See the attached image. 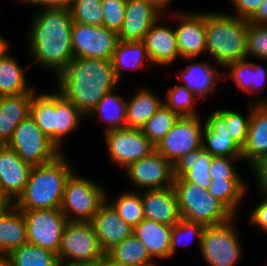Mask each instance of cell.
Instances as JSON below:
<instances>
[{
	"instance_id": "cell-26",
	"label": "cell",
	"mask_w": 267,
	"mask_h": 266,
	"mask_svg": "<svg viewBox=\"0 0 267 266\" xmlns=\"http://www.w3.org/2000/svg\"><path fill=\"white\" fill-rule=\"evenodd\" d=\"M28 243L27 226L21 210L13 206L0 216V256Z\"/></svg>"
},
{
	"instance_id": "cell-18",
	"label": "cell",
	"mask_w": 267,
	"mask_h": 266,
	"mask_svg": "<svg viewBox=\"0 0 267 266\" xmlns=\"http://www.w3.org/2000/svg\"><path fill=\"white\" fill-rule=\"evenodd\" d=\"M90 222L105 254L133 234V228L117 214L107 198Z\"/></svg>"
},
{
	"instance_id": "cell-40",
	"label": "cell",
	"mask_w": 267,
	"mask_h": 266,
	"mask_svg": "<svg viewBox=\"0 0 267 266\" xmlns=\"http://www.w3.org/2000/svg\"><path fill=\"white\" fill-rule=\"evenodd\" d=\"M196 98L200 99L193 91L187 89L184 85H175L166 92L163 103L181 116H199L194 108ZM197 113V114H196Z\"/></svg>"
},
{
	"instance_id": "cell-13",
	"label": "cell",
	"mask_w": 267,
	"mask_h": 266,
	"mask_svg": "<svg viewBox=\"0 0 267 266\" xmlns=\"http://www.w3.org/2000/svg\"><path fill=\"white\" fill-rule=\"evenodd\" d=\"M105 142L112 163L124 169L155 150L140 129H113L105 132Z\"/></svg>"
},
{
	"instance_id": "cell-34",
	"label": "cell",
	"mask_w": 267,
	"mask_h": 266,
	"mask_svg": "<svg viewBox=\"0 0 267 266\" xmlns=\"http://www.w3.org/2000/svg\"><path fill=\"white\" fill-rule=\"evenodd\" d=\"M115 91L106 93L89 114H97L107 123L105 131L126 128L127 101L116 95Z\"/></svg>"
},
{
	"instance_id": "cell-44",
	"label": "cell",
	"mask_w": 267,
	"mask_h": 266,
	"mask_svg": "<svg viewBox=\"0 0 267 266\" xmlns=\"http://www.w3.org/2000/svg\"><path fill=\"white\" fill-rule=\"evenodd\" d=\"M249 54L267 61V25L249 23L247 57Z\"/></svg>"
},
{
	"instance_id": "cell-9",
	"label": "cell",
	"mask_w": 267,
	"mask_h": 266,
	"mask_svg": "<svg viewBox=\"0 0 267 266\" xmlns=\"http://www.w3.org/2000/svg\"><path fill=\"white\" fill-rule=\"evenodd\" d=\"M232 221L234 218L204 228L200 250L209 266H235L238 263L242 248Z\"/></svg>"
},
{
	"instance_id": "cell-52",
	"label": "cell",
	"mask_w": 267,
	"mask_h": 266,
	"mask_svg": "<svg viewBox=\"0 0 267 266\" xmlns=\"http://www.w3.org/2000/svg\"><path fill=\"white\" fill-rule=\"evenodd\" d=\"M14 206L12 202L4 193L0 191V216L4 215Z\"/></svg>"
},
{
	"instance_id": "cell-39",
	"label": "cell",
	"mask_w": 267,
	"mask_h": 266,
	"mask_svg": "<svg viewBox=\"0 0 267 266\" xmlns=\"http://www.w3.org/2000/svg\"><path fill=\"white\" fill-rule=\"evenodd\" d=\"M179 116L162 104L157 112L146 122L141 129L149 141L156 146L173 127Z\"/></svg>"
},
{
	"instance_id": "cell-29",
	"label": "cell",
	"mask_w": 267,
	"mask_h": 266,
	"mask_svg": "<svg viewBox=\"0 0 267 266\" xmlns=\"http://www.w3.org/2000/svg\"><path fill=\"white\" fill-rule=\"evenodd\" d=\"M246 59L229 63L225 68L230 70L227 77L232 78L236 86L243 92L251 94L261 86L263 87L261 90L264 89V84L267 83V71L260 64L249 62Z\"/></svg>"
},
{
	"instance_id": "cell-23",
	"label": "cell",
	"mask_w": 267,
	"mask_h": 266,
	"mask_svg": "<svg viewBox=\"0 0 267 266\" xmlns=\"http://www.w3.org/2000/svg\"><path fill=\"white\" fill-rule=\"evenodd\" d=\"M212 159L213 155L203 146L188 152L173 164L174 178L181 177L184 181L208 190L212 180L210 175Z\"/></svg>"
},
{
	"instance_id": "cell-12",
	"label": "cell",
	"mask_w": 267,
	"mask_h": 266,
	"mask_svg": "<svg viewBox=\"0 0 267 266\" xmlns=\"http://www.w3.org/2000/svg\"><path fill=\"white\" fill-rule=\"evenodd\" d=\"M27 226L28 243L58 253L68 222L61 209L22 211Z\"/></svg>"
},
{
	"instance_id": "cell-8",
	"label": "cell",
	"mask_w": 267,
	"mask_h": 266,
	"mask_svg": "<svg viewBox=\"0 0 267 266\" xmlns=\"http://www.w3.org/2000/svg\"><path fill=\"white\" fill-rule=\"evenodd\" d=\"M26 163L37 166L53 161L62 152L40 130L29 115L14 130L6 143Z\"/></svg>"
},
{
	"instance_id": "cell-6",
	"label": "cell",
	"mask_w": 267,
	"mask_h": 266,
	"mask_svg": "<svg viewBox=\"0 0 267 266\" xmlns=\"http://www.w3.org/2000/svg\"><path fill=\"white\" fill-rule=\"evenodd\" d=\"M106 196L104 189L95 181L73 172L66 181L60 209L68 221H91L106 201Z\"/></svg>"
},
{
	"instance_id": "cell-1",
	"label": "cell",
	"mask_w": 267,
	"mask_h": 266,
	"mask_svg": "<svg viewBox=\"0 0 267 266\" xmlns=\"http://www.w3.org/2000/svg\"><path fill=\"white\" fill-rule=\"evenodd\" d=\"M31 25L30 56L57 76L74 59L70 8H43L34 16Z\"/></svg>"
},
{
	"instance_id": "cell-3",
	"label": "cell",
	"mask_w": 267,
	"mask_h": 266,
	"mask_svg": "<svg viewBox=\"0 0 267 266\" xmlns=\"http://www.w3.org/2000/svg\"><path fill=\"white\" fill-rule=\"evenodd\" d=\"M72 166L61 153L53 161L33 166L22 195L14 203L21 211L60 209Z\"/></svg>"
},
{
	"instance_id": "cell-19",
	"label": "cell",
	"mask_w": 267,
	"mask_h": 266,
	"mask_svg": "<svg viewBox=\"0 0 267 266\" xmlns=\"http://www.w3.org/2000/svg\"><path fill=\"white\" fill-rule=\"evenodd\" d=\"M226 128L225 116L219 110L211 113L203 126V148L213 156L242 158V148L231 139Z\"/></svg>"
},
{
	"instance_id": "cell-15",
	"label": "cell",
	"mask_w": 267,
	"mask_h": 266,
	"mask_svg": "<svg viewBox=\"0 0 267 266\" xmlns=\"http://www.w3.org/2000/svg\"><path fill=\"white\" fill-rule=\"evenodd\" d=\"M165 7L157 0H127L125 18L118 39L122 42L143 41Z\"/></svg>"
},
{
	"instance_id": "cell-4",
	"label": "cell",
	"mask_w": 267,
	"mask_h": 266,
	"mask_svg": "<svg viewBox=\"0 0 267 266\" xmlns=\"http://www.w3.org/2000/svg\"><path fill=\"white\" fill-rule=\"evenodd\" d=\"M206 51L213 60L225 67L247 58L249 21L225 13H205Z\"/></svg>"
},
{
	"instance_id": "cell-16",
	"label": "cell",
	"mask_w": 267,
	"mask_h": 266,
	"mask_svg": "<svg viewBox=\"0 0 267 266\" xmlns=\"http://www.w3.org/2000/svg\"><path fill=\"white\" fill-rule=\"evenodd\" d=\"M173 15L180 21L175 29L180 58L194 59L206 50L205 12Z\"/></svg>"
},
{
	"instance_id": "cell-24",
	"label": "cell",
	"mask_w": 267,
	"mask_h": 266,
	"mask_svg": "<svg viewBox=\"0 0 267 266\" xmlns=\"http://www.w3.org/2000/svg\"><path fill=\"white\" fill-rule=\"evenodd\" d=\"M34 94L0 96V144H6L15 128L30 115Z\"/></svg>"
},
{
	"instance_id": "cell-48",
	"label": "cell",
	"mask_w": 267,
	"mask_h": 266,
	"mask_svg": "<svg viewBox=\"0 0 267 266\" xmlns=\"http://www.w3.org/2000/svg\"><path fill=\"white\" fill-rule=\"evenodd\" d=\"M253 209L249 223L250 225L258 226L262 231L267 232V197Z\"/></svg>"
},
{
	"instance_id": "cell-41",
	"label": "cell",
	"mask_w": 267,
	"mask_h": 266,
	"mask_svg": "<svg viewBox=\"0 0 267 266\" xmlns=\"http://www.w3.org/2000/svg\"><path fill=\"white\" fill-rule=\"evenodd\" d=\"M70 12L73 22L103 26L101 0H73Z\"/></svg>"
},
{
	"instance_id": "cell-50",
	"label": "cell",
	"mask_w": 267,
	"mask_h": 266,
	"mask_svg": "<svg viewBox=\"0 0 267 266\" xmlns=\"http://www.w3.org/2000/svg\"><path fill=\"white\" fill-rule=\"evenodd\" d=\"M31 5L42 6L43 8H70L73 0H21Z\"/></svg>"
},
{
	"instance_id": "cell-56",
	"label": "cell",
	"mask_w": 267,
	"mask_h": 266,
	"mask_svg": "<svg viewBox=\"0 0 267 266\" xmlns=\"http://www.w3.org/2000/svg\"><path fill=\"white\" fill-rule=\"evenodd\" d=\"M0 266H11V265L6 257L0 256Z\"/></svg>"
},
{
	"instance_id": "cell-55",
	"label": "cell",
	"mask_w": 267,
	"mask_h": 266,
	"mask_svg": "<svg viewBox=\"0 0 267 266\" xmlns=\"http://www.w3.org/2000/svg\"><path fill=\"white\" fill-rule=\"evenodd\" d=\"M59 266H99V262H95V263H59Z\"/></svg>"
},
{
	"instance_id": "cell-51",
	"label": "cell",
	"mask_w": 267,
	"mask_h": 266,
	"mask_svg": "<svg viewBox=\"0 0 267 266\" xmlns=\"http://www.w3.org/2000/svg\"><path fill=\"white\" fill-rule=\"evenodd\" d=\"M251 24L267 25V0H264L256 13L248 20Z\"/></svg>"
},
{
	"instance_id": "cell-35",
	"label": "cell",
	"mask_w": 267,
	"mask_h": 266,
	"mask_svg": "<svg viewBox=\"0 0 267 266\" xmlns=\"http://www.w3.org/2000/svg\"><path fill=\"white\" fill-rule=\"evenodd\" d=\"M36 95L32 97L30 115L40 130L55 144V92Z\"/></svg>"
},
{
	"instance_id": "cell-49",
	"label": "cell",
	"mask_w": 267,
	"mask_h": 266,
	"mask_svg": "<svg viewBox=\"0 0 267 266\" xmlns=\"http://www.w3.org/2000/svg\"><path fill=\"white\" fill-rule=\"evenodd\" d=\"M257 178V185L263 194L267 192V156L258 159L254 164L251 165Z\"/></svg>"
},
{
	"instance_id": "cell-54",
	"label": "cell",
	"mask_w": 267,
	"mask_h": 266,
	"mask_svg": "<svg viewBox=\"0 0 267 266\" xmlns=\"http://www.w3.org/2000/svg\"><path fill=\"white\" fill-rule=\"evenodd\" d=\"M9 42L0 34V57L8 50Z\"/></svg>"
},
{
	"instance_id": "cell-28",
	"label": "cell",
	"mask_w": 267,
	"mask_h": 266,
	"mask_svg": "<svg viewBox=\"0 0 267 266\" xmlns=\"http://www.w3.org/2000/svg\"><path fill=\"white\" fill-rule=\"evenodd\" d=\"M164 101L148 89H140L127 102L126 128L142 129L146 122L157 112Z\"/></svg>"
},
{
	"instance_id": "cell-36",
	"label": "cell",
	"mask_w": 267,
	"mask_h": 266,
	"mask_svg": "<svg viewBox=\"0 0 267 266\" xmlns=\"http://www.w3.org/2000/svg\"><path fill=\"white\" fill-rule=\"evenodd\" d=\"M6 258L11 266H59L57 253L29 243L12 250Z\"/></svg>"
},
{
	"instance_id": "cell-53",
	"label": "cell",
	"mask_w": 267,
	"mask_h": 266,
	"mask_svg": "<svg viewBox=\"0 0 267 266\" xmlns=\"http://www.w3.org/2000/svg\"><path fill=\"white\" fill-rule=\"evenodd\" d=\"M99 266H129L112 260L107 254L99 261Z\"/></svg>"
},
{
	"instance_id": "cell-58",
	"label": "cell",
	"mask_w": 267,
	"mask_h": 266,
	"mask_svg": "<svg viewBox=\"0 0 267 266\" xmlns=\"http://www.w3.org/2000/svg\"><path fill=\"white\" fill-rule=\"evenodd\" d=\"M255 103H267V99L265 98V100L262 99V100H260V101H258V99H257V101H256Z\"/></svg>"
},
{
	"instance_id": "cell-32",
	"label": "cell",
	"mask_w": 267,
	"mask_h": 266,
	"mask_svg": "<svg viewBox=\"0 0 267 266\" xmlns=\"http://www.w3.org/2000/svg\"><path fill=\"white\" fill-rule=\"evenodd\" d=\"M84 116L72 102L55 90V145L59 150L62 148V140L78 128Z\"/></svg>"
},
{
	"instance_id": "cell-2",
	"label": "cell",
	"mask_w": 267,
	"mask_h": 266,
	"mask_svg": "<svg viewBox=\"0 0 267 266\" xmlns=\"http://www.w3.org/2000/svg\"><path fill=\"white\" fill-rule=\"evenodd\" d=\"M56 77L57 92L86 117L120 82L111 60L105 59L74 58Z\"/></svg>"
},
{
	"instance_id": "cell-17",
	"label": "cell",
	"mask_w": 267,
	"mask_h": 266,
	"mask_svg": "<svg viewBox=\"0 0 267 266\" xmlns=\"http://www.w3.org/2000/svg\"><path fill=\"white\" fill-rule=\"evenodd\" d=\"M32 167L12 148L0 144V191L12 202L22 195Z\"/></svg>"
},
{
	"instance_id": "cell-57",
	"label": "cell",
	"mask_w": 267,
	"mask_h": 266,
	"mask_svg": "<svg viewBox=\"0 0 267 266\" xmlns=\"http://www.w3.org/2000/svg\"><path fill=\"white\" fill-rule=\"evenodd\" d=\"M161 5L164 7H167V5L172 1V0H157Z\"/></svg>"
},
{
	"instance_id": "cell-21",
	"label": "cell",
	"mask_w": 267,
	"mask_h": 266,
	"mask_svg": "<svg viewBox=\"0 0 267 266\" xmlns=\"http://www.w3.org/2000/svg\"><path fill=\"white\" fill-rule=\"evenodd\" d=\"M160 18L146 33L143 42L146 46L151 63L169 65L179 58L176 31L161 25Z\"/></svg>"
},
{
	"instance_id": "cell-46",
	"label": "cell",
	"mask_w": 267,
	"mask_h": 266,
	"mask_svg": "<svg viewBox=\"0 0 267 266\" xmlns=\"http://www.w3.org/2000/svg\"><path fill=\"white\" fill-rule=\"evenodd\" d=\"M241 160L242 158H228L213 156L210 165L211 179H242L241 175L238 174L234 169L232 162Z\"/></svg>"
},
{
	"instance_id": "cell-20",
	"label": "cell",
	"mask_w": 267,
	"mask_h": 266,
	"mask_svg": "<svg viewBox=\"0 0 267 266\" xmlns=\"http://www.w3.org/2000/svg\"><path fill=\"white\" fill-rule=\"evenodd\" d=\"M144 217L173 226L180 219L177 196L173 186L144 190L141 193Z\"/></svg>"
},
{
	"instance_id": "cell-10",
	"label": "cell",
	"mask_w": 267,
	"mask_h": 266,
	"mask_svg": "<svg viewBox=\"0 0 267 266\" xmlns=\"http://www.w3.org/2000/svg\"><path fill=\"white\" fill-rule=\"evenodd\" d=\"M199 117H179L169 132L155 146V150L174 164L183 155L202 147L203 124Z\"/></svg>"
},
{
	"instance_id": "cell-47",
	"label": "cell",
	"mask_w": 267,
	"mask_h": 266,
	"mask_svg": "<svg viewBox=\"0 0 267 266\" xmlns=\"http://www.w3.org/2000/svg\"><path fill=\"white\" fill-rule=\"evenodd\" d=\"M264 0H231L235 16L249 20L259 9Z\"/></svg>"
},
{
	"instance_id": "cell-14",
	"label": "cell",
	"mask_w": 267,
	"mask_h": 266,
	"mask_svg": "<svg viewBox=\"0 0 267 266\" xmlns=\"http://www.w3.org/2000/svg\"><path fill=\"white\" fill-rule=\"evenodd\" d=\"M124 170L127 177L143 190L173 186V164L156 150L129 164Z\"/></svg>"
},
{
	"instance_id": "cell-30",
	"label": "cell",
	"mask_w": 267,
	"mask_h": 266,
	"mask_svg": "<svg viewBox=\"0 0 267 266\" xmlns=\"http://www.w3.org/2000/svg\"><path fill=\"white\" fill-rule=\"evenodd\" d=\"M8 50L0 57V96L35 93V89L27 86L24 68Z\"/></svg>"
},
{
	"instance_id": "cell-25",
	"label": "cell",
	"mask_w": 267,
	"mask_h": 266,
	"mask_svg": "<svg viewBox=\"0 0 267 266\" xmlns=\"http://www.w3.org/2000/svg\"><path fill=\"white\" fill-rule=\"evenodd\" d=\"M172 226L144 218L133 228L135 235L146 247L152 259L170 258Z\"/></svg>"
},
{
	"instance_id": "cell-5",
	"label": "cell",
	"mask_w": 267,
	"mask_h": 266,
	"mask_svg": "<svg viewBox=\"0 0 267 266\" xmlns=\"http://www.w3.org/2000/svg\"><path fill=\"white\" fill-rule=\"evenodd\" d=\"M173 188L182 219L207 227L225 223L235 217L222 202L197 184L178 177L174 178Z\"/></svg>"
},
{
	"instance_id": "cell-7",
	"label": "cell",
	"mask_w": 267,
	"mask_h": 266,
	"mask_svg": "<svg viewBox=\"0 0 267 266\" xmlns=\"http://www.w3.org/2000/svg\"><path fill=\"white\" fill-rule=\"evenodd\" d=\"M104 256L90 221L66 223L57 253L59 263H95Z\"/></svg>"
},
{
	"instance_id": "cell-31",
	"label": "cell",
	"mask_w": 267,
	"mask_h": 266,
	"mask_svg": "<svg viewBox=\"0 0 267 266\" xmlns=\"http://www.w3.org/2000/svg\"><path fill=\"white\" fill-rule=\"evenodd\" d=\"M145 60L151 62L143 41H118L111 62L117 78L121 81L124 68L138 69L144 66Z\"/></svg>"
},
{
	"instance_id": "cell-45",
	"label": "cell",
	"mask_w": 267,
	"mask_h": 266,
	"mask_svg": "<svg viewBox=\"0 0 267 266\" xmlns=\"http://www.w3.org/2000/svg\"><path fill=\"white\" fill-rule=\"evenodd\" d=\"M127 0H101L103 26L119 32L125 18Z\"/></svg>"
},
{
	"instance_id": "cell-42",
	"label": "cell",
	"mask_w": 267,
	"mask_h": 266,
	"mask_svg": "<svg viewBox=\"0 0 267 266\" xmlns=\"http://www.w3.org/2000/svg\"><path fill=\"white\" fill-rule=\"evenodd\" d=\"M204 228L205 226L200 223L191 222L182 218L177 223H175L172 226V231H171L170 257L174 256L178 245L184 247L185 245L188 244V240H190L191 238L194 239L195 236L198 237L197 242H199V247H200L201 236Z\"/></svg>"
},
{
	"instance_id": "cell-27",
	"label": "cell",
	"mask_w": 267,
	"mask_h": 266,
	"mask_svg": "<svg viewBox=\"0 0 267 266\" xmlns=\"http://www.w3.org/2000/svg\"><path fill=\"white\" fill-rule=\"evenodd\" d=\"M211 65L209 62H197L188 65L180 72L179 79L183 85L199 98H205V95L212 93L218 81L226 78Z\"/></svg>"
},
{
	"instance_id": "cell-43",
	"label": "cell",
	"mask_w": 267,
	"mask_h": 266,
	"mask_svg": "<svg viewBox=\"0 0 267 266\" xmlns=\"http://www.w3.org/2000/svg\"><path fill=\"white\" fill-rule=\"evenodd\" d=\"M248 104L250 108L246 118L236 111L228 109L219 110L225 116L226 129L231 133V139L241 148L244 146L247 139L249 120L251 117V104Z\"/></svg>"
},
{
	"instance_id": "cell-37",
	"label": "cell",
	"mask_w": 267,
	"mask_h": 266,
	"mask_svg": "<svg viewBox=\"0 0 267 266\" xmlns=\"http://www.w3.org/2000/svg\"><path fill=\"white\" fill-rule=\"evenodd\" d=\"M209 193L222 202L234 215L246 191L243 179H212Z\"/></svg>"
},
{
	"instance_id": "cell-38",
	"label": "cell",
	"mask_w": 267,
	"mask_h": 266,
	"mask_svg": "<svg viewBox=\"0 0 267 266\" xmlns=\"http://www.w3.org/2000/svg\"><path fill=\"white\" fill-rule=\"evenodd\" d=\"M117 214L132 228L137 226L145 217L141 192L126 191L114 201H107Z\"/></svg>"
},
{
	"instance_id": "cell-22",
	"label": "cell",
	"mask_w": 267,
	"mask_h": 266,
	"mask_svg": "<svg viewBox=\"0 0 267 266\" xmlns=\"http://www.w3.org/2000/svg\"><path fill=\"white\" fill-rule=\"evenodd\" d=\"M267 156V103H251L247 139L242 147V160L250 165Z\"/></svg>"
},
{
	"instance_id": "cell-33",
	"label": "cell",
	"mask_w": 267,
	"mask_h": 266,
	"mask_svg": "<svg viewBox=\"0 0 267 266\" xmlns=\"http://www.w3.org/2000/svg\"><path fill=\"white\" fill-rule=\"evenodd\" d=\"M106 254L112 260L129 266H156L145 245L133 234Z\"/></svg>"
},
{
	"instance_id": "cell-11",
	"label": "cell",
	"mask_w": 267,
	"mask_h": 266,
	"mask_svg": "<svg viewBox=\"0 0 267 266\" xmlns=\"http://www.w3.org/2000/svg\"><path fill=\"white\" fill-rule=\"evenodd\" d=\"M71 35L74 58L111 60L119 41L117 32L104 26L76 22Z\"/></svg>"
}]
</instances>
